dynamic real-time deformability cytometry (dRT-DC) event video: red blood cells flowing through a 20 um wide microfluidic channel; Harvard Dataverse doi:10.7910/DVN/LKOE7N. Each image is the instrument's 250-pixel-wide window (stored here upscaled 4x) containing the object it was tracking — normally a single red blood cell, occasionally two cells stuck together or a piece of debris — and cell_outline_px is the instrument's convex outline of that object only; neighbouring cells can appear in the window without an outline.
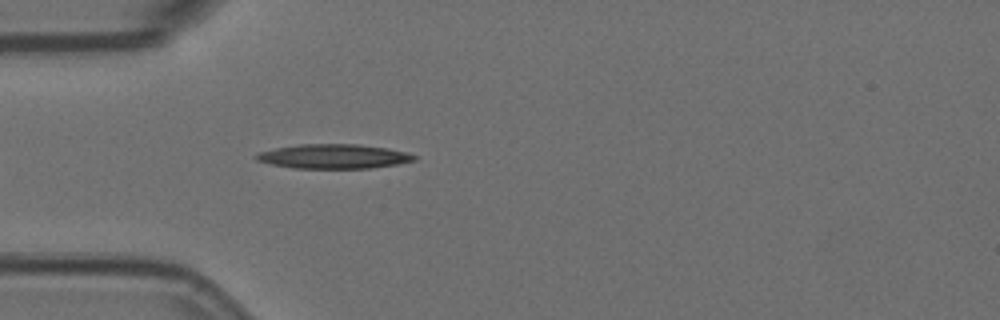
{"species": "Egyptian fruit bat (a non-hibernating species)", "species_latin": "Rousettus aegyptiacus", "temperature_condition": "room temperature", "stored_images_in_passage": 45, "camera_frame_rate_fps": 3000, "um_per_image_px": 0.085, "animal": {"sex": "female"}, "frame": {"image": 1, "passage_image": 5, "time_ms": 1.333, "image_size_px": [1000, 320], "cell_outline_px": [[416, 160], [396, 164], [372, 168], [292, 168], [272, 164], [256, 160], [252, 156], [260, 152], [276, 148], [300, 144], [360, 144], [388, 148], [408, 152], [416, 156]], "centroid_in_image_um": [28.37, 13.29], "position_along_channel_um": 56.6, "area_um2": 22.48}}
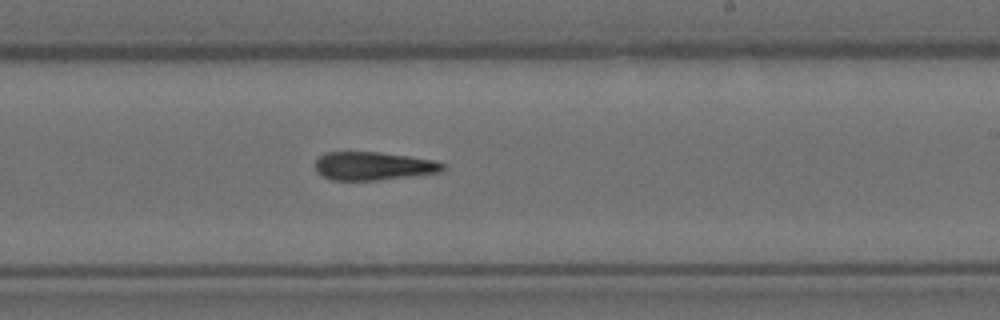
{"frame": {"image": 2, "passage_image": 22, "time_ms": 7.0, "image_size_px": [1000, 320], "cell_outline_px": [[448, 168], [444, 172], [376, 180], [332, 180], [316, 172], [316, 160], [324, 152], [380, 152], [436, 160], [444, 164]], "centroid_in_image_um": [31.79, 14.11], "position_along_channel_um": 257.2, "area_um2": 21.15}}
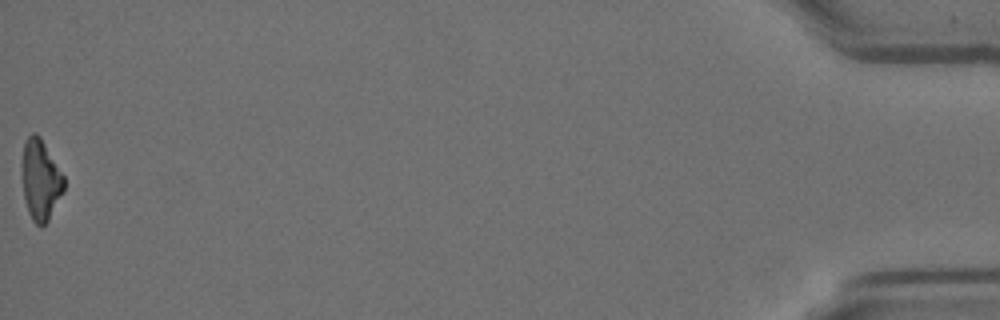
{"frame": {"image": 3, "passage_image": 45, "time_ms": 14.667, "image_size_px": [1000, 320], "cell_outline_px": [[64, 192], [48, 220], [40, 228], [32, 220], [28, 212], [24, 200], [20, 172], [24, 140], [32, 132], [36, 132], [40, 136], [64, 176]], "centroid_in_image_um": [3.41, 15.28], "position_along_channel_um": 431.8, "area_um2": 20.17}, "authors_computed_cell_mechanics": {"area_um2": 21.386, "velocity_mm_per_s": 3.61, "shape_relaxation_time_tau1_ms": null, "shape_relaxation_time_tau2_ms": 6.5214, "deformation_change_tau1": null, "deformation_change_tau2": 0.195}}